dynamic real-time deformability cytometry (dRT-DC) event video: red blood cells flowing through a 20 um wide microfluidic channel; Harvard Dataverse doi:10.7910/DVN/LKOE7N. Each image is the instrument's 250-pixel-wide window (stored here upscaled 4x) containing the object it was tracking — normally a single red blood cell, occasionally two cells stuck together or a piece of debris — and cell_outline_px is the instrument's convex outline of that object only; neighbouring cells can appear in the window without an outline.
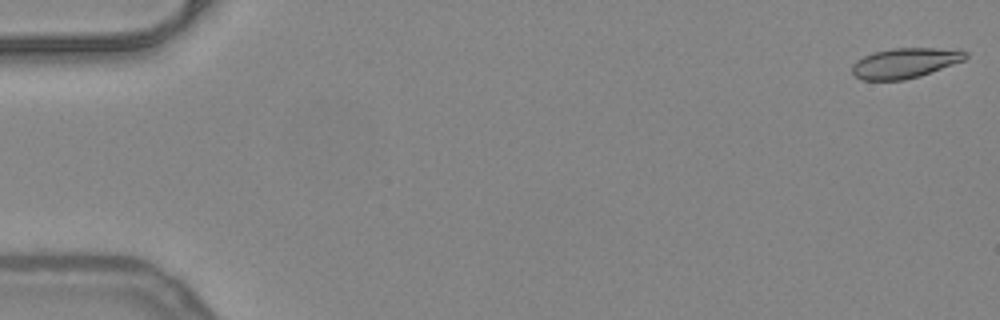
{"species": "common noctule bat (a hibernating species)", "species_latin": "Nyctalus noctula", "temperature_condition": "warm", "stored_images_in_passage": 52, "camera_frame_rate_fps": 3000, "um_per_image_px": 0.085, "animal": {"sex": "female", "body_mass_g": 24.6, "forearm_length_mm": 56.2}, "frame": {"image": 1, "passage_image": 1, "time_ms": 0.0, "image_size_px": [1000, 320], "cell_outline_px": [[968, 56], [964, 60], [920, 76], [904, 80], [860, 80], [852, 72], [852, 64], [856, 60], [872, 52], [892, 48], [936, 48], [968, 52]], "centroid_in_image_um": [76.87, 5.36], "position_along_channel_um": 8.1, "area_um2": 19.83}}
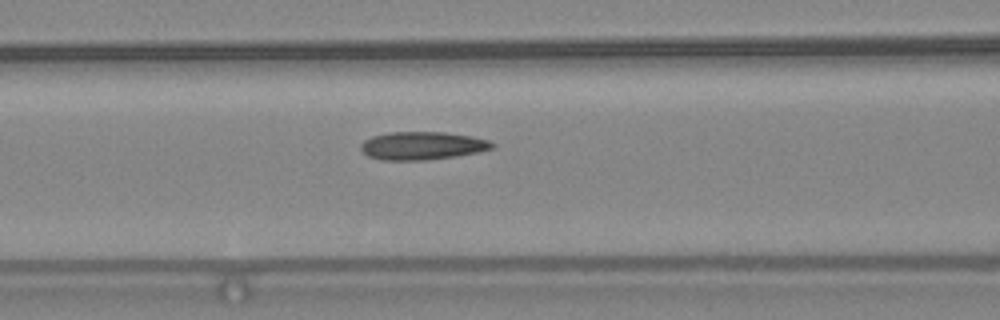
{"frame": {"image": 2, "passage_image": 22, "time_ms": 7.0, "image_size_px": [1000, 320], "cell_outline_px": [[496, 144], [492, 148], [480, 152], [456, 156], [424, 160], [380, 160], [368, 156], [360, 148], [360, 144], [364, 140], [372, 136], [388, 132], [444, 132], [472, 136], [488, 140]], "centroid_in_image_um": [35.89, 12.38], "position_along_channel_um": 130.7, "area_um2": 21.56}}
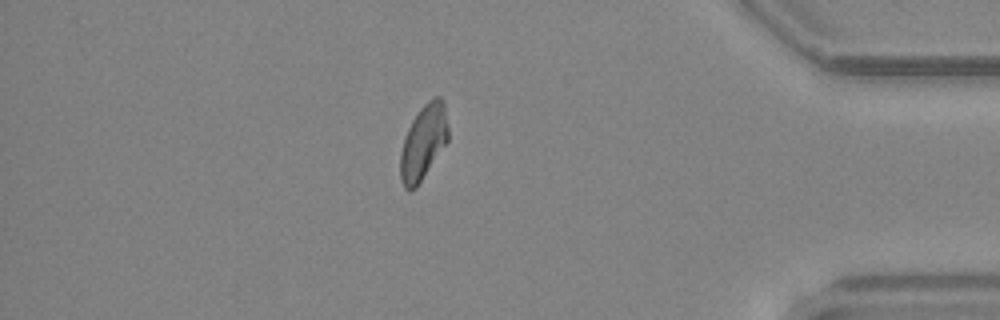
{"frame": {"image": 3, "passage_image": 45, "time_ms": 14.667, "image_size_px": [1000, 320], "cell_outline_px": [[448, 140], [416, 188], [412, 192], [408, 192], [404, 188], [400, 180], [400, 152], [408, 128], [412, 120], [420, 108], [428, 100], [436, 96], [440, 96], [444, 100], [448, 128]], "centroid_in_image_um": [35.98, 12.1], "position_along_channel_um": 399.2, "area_um2": 20.92}, "authors_computed_cell_mechanics": {"area_um2": 20.6346, "velocity_mm_per_s": 3.9764, "shape_relaxation_time_tau1_ms": null, "shape_relaxation_time_tau2_ms": 4.8159, "deformation_change_tau1": null, "deformation_change_tau2": 0.1183}}